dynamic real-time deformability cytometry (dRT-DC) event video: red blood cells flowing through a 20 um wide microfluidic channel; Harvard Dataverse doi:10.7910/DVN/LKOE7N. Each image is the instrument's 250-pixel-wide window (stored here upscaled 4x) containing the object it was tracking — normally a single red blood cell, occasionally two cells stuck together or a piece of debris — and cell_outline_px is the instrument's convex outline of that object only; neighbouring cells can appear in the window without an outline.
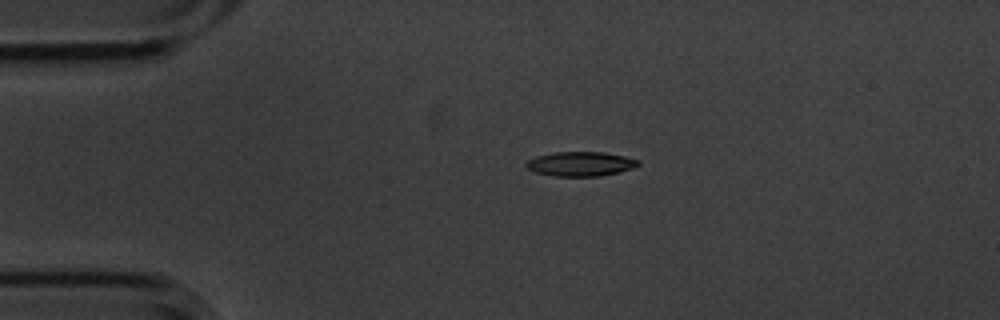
{"species": "common noctule bat (a hibernating species)", "species_latin": "Nyctalus noctula", "temperature_condition": "cold", "stored_images_in_passage": 2, "camera_frame_rate_fps": 3000, "um_per_image_px": 0.085, "animal": {"sex": "male", "body_mass_g": 20.1, "forearm_length_mm": 53.5}, "frame": {"image": 1, "passage_image": 1, "time_ms": 0.0, "image_size_px": [1000, 320], "cell_outline_px": [[640, 164], [632, 168], [616, 172], [596, 176], [552, 176], [536, 172], [528, 168], [524, 164], [528, 160], [536, 156], [552, 152], [604, 152], [624, 156], [640, 160]], "centroid_in_image_um": [49.32, 13.92], "position_along_channel_um": 35.7, "area_um2": 15.84}}